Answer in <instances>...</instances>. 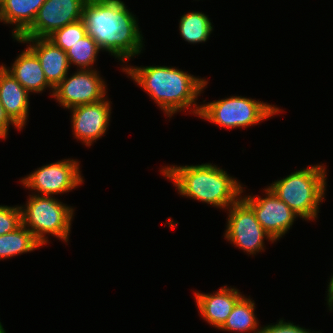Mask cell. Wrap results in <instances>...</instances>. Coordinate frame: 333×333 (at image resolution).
<instances>
[{"instance_id": "obj_10", "label": "cell", "mask_w": 333, "mask_h": 333, "mask_svg": "<svg viewBox=\"0 0 333 333\" xmlns=\"http://www.w3.org/2000/svg\"><path fill=\"white\" fill-rule=\"evenodd\" d=\"M264 191V197L251 193L241 198L253 209L264 230L277 242L289 232L298 215L268 187Z\"/></svg>"}, {"instance_id": "obj_11", "label": "cell", "mask_w": 333, "mask_h": 333, "mask_svg": "<svg viewBox=\"0 0 333 333\" xmlns=\"http://www.w3.org/2000/svg\"><path fill=\"white\" fill-rule=\"evenodd\" d=\"M87 0H46L33 24L19 38H47L55 30L82 19Z\"/></svg>"}, {"instance_id": "obj_24", "label": "cell", "mask_w": 333, "mask_h": 333, "mask_svg": "<svg viewBox=\"0 0 333 333\" xmlns=\"http://www.w3.org/2000/svg\"><path fill=\"white\" fill-rule=\"evenodd\" d=\"M260 333H322L318 331H312L311 329H306L300 325H295L293 322L284 321V319H279L276 324L270 323L269 325H264L260 327Z\"/></svg>"}, {"instance_id": "obj_25", "label": "cell", "mask_w": 333, "mask_h": 333, "mask_svg": "<svg viewBox=\"0 0 333 333\" xmlns=\"http://www.w3.org/2000/svg\"><path fill=\"white\" fill-rule=\"evenodd\" d=\"M10 125L14 126V128L17 129V131H21V129L9 118V116L6 114L2 104L0 103V138L1 140H5L6 137L8 138V131Z\"/></svg>"}, {"instance_id": "obj_18", "label": "cell", "mask_w": 333, "mask_h": 333, "mask_svg": "<svg viewBox=\"0 0 333 333\" xmlns=\"http://www.w3.org/2000/svg\"><path fill=\"white\" fill-rule=\"evenodd\" d=\"M255 302L243 295L233 307L224 324L218 329L234 333H260L259 321L255 315Z\"/></svg>"}, {"instance_id": "obj_23", "label": "cell", "mask_w": 333, "mask_h": 333, "mask_svg": "<svg viewBox=\"0 0 333 333\" xmlns=\"http://www.w3.org/2000/svg\"><path fill=\"white\" fill-rule=\"evenodd\" d=\"M21 225L20 205H0V235L11 233Z\"/></svg>"}, {"instance_id": "obj_22", "label": "cell", "mask_w": 333, "mask_h": 333, "mask_svg": "<svg viewBox=\"0 0 333 333\" xmlns=\"http://www.w3.org/2000/svg\"><path fill=\"white\" fill-rule=\"evenodd\" d=\"M87 35L86 26L82 19L70 23L58 30H55L51 35L47 37L55 46L61 48L63 51H67L78 40Z\"/></svg>"}, {"instance_id": "obj_13", "label": "cell", "mask_w": 333, "mask_h": 333, "mask_svg": "<svg viewBox=\"0 0 333 333\" xmlns=\"http://www.w3.org/2000/svg\"><path fill=\"white\" fill-rule=\"evenodd\" d=\"M15 40L20 44H29L26 46L39 59L45 78L53 88L69 74L71 67L66 52L47 38H18Z\"/></svg>"}, {"instance_id": "obj_1", "label": "cell", "mask_w": 333, "mask_h": 333, "mask_svg": "<svg viewBox=\"0 0 333 333\" xmlns=\"http://www.w3.org/2000/svg\"><path fill=\"white\" fill-rule=\"evenodd\" d=\"M136 14L121 0H87L82 20L86 32L100 49L121 63L140 55L144 49L143 34ZM143 48V49H142Z\"/></svg>"}, {"instance_id": "obj_8", "label": "cell", "mask_w": 333, "mask_h": 333, "mask_svg": "<svg viewBox=\"0 0 333 333\" xmlns=\"http://www.w3.org/2000/svg\"><path fill=\"white\" fill-rule=\"evenodd\" d=\"M227 211L224 238L234 244V247H238L247 255L254 256L265 251L264 240L275 242L257 221L253 209L242 198L232 204Z\"/></svg>"}, {"instance_id": "obj_2", "label": "cell", "mask_w": 333, "mask_h": 333, "mask_svg": "<svg viewBox=\"0 0 333 333\" xmlns=\"http://www.w3.org/2000/svg\"><path fill=\"white\" fill-rule=\"evenodd\" d=\"M121 66L122 72L151 97L166 117L171 118L187 109L191 114L199 115L201 105L196 100L207 88L209 82L206 78L173 66Z\"/></svg>"}, {"instance_id": "obj_26", "label": "cell", "mask_w": 333, "mask_h": 333, "mask_svg": "<svg viewBox=\"0 0 333 333\" xmlns=\"http://www.w3.org/2000/svg\"><path fill=\"white\" fill-rule=\"evenodd\" d=\"M329 279L330 282H328L327 284L328 289H326L327 290L326 301L329 308L328 310L330 312H333V274L330 276Z\"/></svg>"}, {"instance_id": "obj_17", "label": "cell", "mask_w": 333, "mask_h": 333, "mask_svg": "<svg viewBox=\"0 0 333 333\" xmlns=\"http://www.w3.org/2000/svg\"><path fill=\"white\" fill-rule=\"evenodd\" d=\"M46 0H1L0 22L12 24V39H18L32 24Z\"/></svg>"}, {"instance_id": "obj_4", "label": "cell", "mask_w": 333, "mask_h": 333, "mask_svg": "<svg viewBox=\"0 0 333 333\" xmlns=\"http://www.w3.org/2000/svg\"><path fill=\"white\" fill-rule=\"evenodd\" d=\"M324 164H315L291 172L267 186L303 221L318 219L319 207L327 191V172Z\"/></svg>"}, {"instance_id": "obj_3", "label": "cell", "mask_w": 333, "mask_h": 333, "mask_svg": "<svg viewBox=\"0 0 333 333\" xmlns=\"http://www.w3.org/2000/svg\"><path fill=\"white\" fill-rule=\"evenodd\" d=\"M160 173L171 180L182 197L227 210L244 193V187L227 171L212 163L197 165H166Z\"/></svg>"}, {"instance_id": "obj_12", "label": "cell", "mask_w": 333, "mask_h": 333, "mask_svg": "<svg viewBox=\"0 0 333 333\" xmlns=\"http://www.w3.org/2000/svg\"><path fill=\"white\" fill-rule=\"evenodd\" d=\"M111 101L107 97L99 102L69 109L74 138L85 146H92L108 131L111 117Z\"/></svg>"}, {"instance_id": "obj_21", "label": "cell", "mask_w": 333, "mask_h": 333, "mask_svg": "<svg viewBox=\"0 0 333 333\" xmlns=\"http://www.w3.org/2000/svg\"><path fill=\"white\" fill-rule=\"evenodd\" d=\"M102 51L96 41L88 34L78 40L66 51L69 65L77 66V69H93L97 56Z\"/></svg>"}, {"instance_id": "obj_19", "label": "cell", "mask_w": 333, "mask_h": 333, "mask_svg": "<svg viewBox=\"0 0 333 333\" xmlns=\"http://www.w3.org/2000/svg\"><path fill=\"white\" fill-rule=\"evenodd\" d=\"M42 246L32 232L21 225L11 233L0 235V261L32 252Z\"/></svg>"}, {"instance_id": "obj_9", "label": "cell", "mask_w": 333, "mask_h": 333, "mask_svg": "<svg viewBox=\"0 0 333 333\" xmlns=\"http://www.w3.org/2000/svg\"><path fill=\"white\" fill-rule=\"evenodd\" d=\"M54 88L53 98L64 109L91 104L105 99L107 83L94 69H77Z\"/></svg>"}, {"instance_id": "obj_6", "label": "cell", "mask_w": 333, "mask_h": 333, "mask_svg": "<svg viewBox=\"0 0 333 333\" xmlns=\"http://www.w3.org/2000/svg\"><path fill=\"white\" fill-rule=\"evenodd\" d=\"M200 104L198 118L204 119L221 128H247L274 117L283 110L267 102L244 96L227 98Z\"/></svg>"}, {"instance_id": "obj_20", "label": "cell", "mask_w": 333, "mask_h": 333, "mask_svg": "<svg viewBox=\"0 0 333 333\" xmlns=\"http://www.w3.org/2000/svg\"><path fill=\"white\" fill-rule=\"evenodd\" d=\"M180 17L179 33L184 41L199 44L209 39L214 26L208 15L200 11H192Z\"/></svg>"}, {"instance_id": "obj_14", "label": "cell", "mask_w": 333, "mask_h": 333, "mask_svg": "<svg viewBox=\"0 0 333 333\" xmlns=\"http://www.w3.org/2000/svg\"><path fill=\"white\" fill-rule=\"evenodd\" d=\"M194 294L202 319L217 329L224 324L237 301L244 295L237 288L227 285L213 293L195 291Z\"/></svg>"}, {"instance_id": "obj_16", "label": "cell", "mask_w": 333, "mask_h": 333, "mask_svg": "<svg viewBox=\"0 0 333 333\" xmlns=\"http://www.w3.org/2000/svg\"><path fill=\"white\" fill-rule=\"evenodd\" d=\"M2 65L30 94H40L48 88L53 96L54 88L47 82L39 59L28 47L18 54L10 67Z\"/></svg>"}, {"instance_id": "obj_15", "label": "cell", "mask_w": 333, "mask_h": 333, "mask_svg": "<svg viewBox=\"0 0 333 333\" xmlns=\"http://www.w3.org/2000/svg\"><path fill=\"white\" fill-rule=\"evenodd\" d=\"M30 93L0 65V103L9 118L22 130L29 117Z\"/></svg>"}, {"instance_id": "obj_5", "label": "cell", "mask_w": 333, "mask_h": 333, "mask_svg": "<svg viewBox=\"0 0 333 333\" xmlns=\"http://www.w3.org/2000/svg\"><path fill=\"white\" fill-rule=\"evenodd\" d=\"M20 209L22 225L27 227L42 245L50 243V234L59 241L68 243L75 214L74 207L61 202L55 196L30 194Z\"/></svg>"}, {"instance_id": "obj_7", "label": "cell", "mask_w": 333, "mask_h": 333, "mask_svg": "<svg viewBox=\"0 0 333 333\" xmlns=\"http://www.w3.org/2000/svg\"><path fill=\"white\" fill-rule=\"evenodd\" d=\"M77 159H63L43 165L20 179L35 195L54 196L75 190L84 183Z\"/></svg>"}, {"instance_id": "obj_27", "label": "cell", "mask_w": 333, "mask_h": 333, "mask_svg": "<svg viewBox=\"0 0 333 333\" xmlns=\"http://www.w3.org/2000/svg\"><path fill=\"white\" fill-rule=\"evenodd\" d=\"M0 333H6L5 329L3 328V325H0Z\"/></svg>"}]
</instances>
